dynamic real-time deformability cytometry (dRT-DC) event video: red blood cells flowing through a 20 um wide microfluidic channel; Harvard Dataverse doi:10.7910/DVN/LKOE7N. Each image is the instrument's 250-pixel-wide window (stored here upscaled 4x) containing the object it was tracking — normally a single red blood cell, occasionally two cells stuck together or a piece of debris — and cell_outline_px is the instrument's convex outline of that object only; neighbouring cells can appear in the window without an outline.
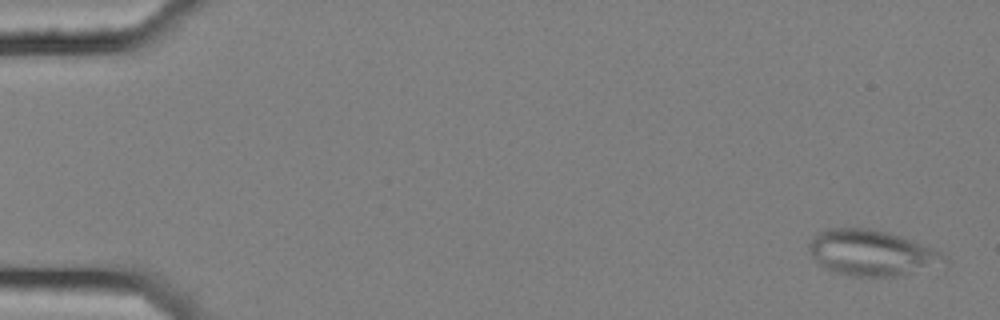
{"species": "common noctule bat (a hibernating species)", "species_latin": "Nyctalus noctula", "temperature_condition": "cold", "stored_images_in_passage": 4, "camera_frame_rate_fps": 3000, "um_per_image_px": 0.085, "animal": {"sex": "female", "body_mass_g": 25.1}, "frame": {"image": 1, "passage_image": 1, "time_ms": 0.0, "image_size_px": [1000, 320], "cell_outline_px": [[948, 264], [900, 276], [852, 276], [836, 272], [824, 268], [812, 256], [808, 248], [808, 244], [812, 236], [816, 232], [828, 228], [868, 228], [888, 232], [900, 236], [932, 248], [948, 256]], "centroid_in_image_um": [74.1, 21.49], "position_along_channel_um": 10.9, "area_um2": 36.3}}